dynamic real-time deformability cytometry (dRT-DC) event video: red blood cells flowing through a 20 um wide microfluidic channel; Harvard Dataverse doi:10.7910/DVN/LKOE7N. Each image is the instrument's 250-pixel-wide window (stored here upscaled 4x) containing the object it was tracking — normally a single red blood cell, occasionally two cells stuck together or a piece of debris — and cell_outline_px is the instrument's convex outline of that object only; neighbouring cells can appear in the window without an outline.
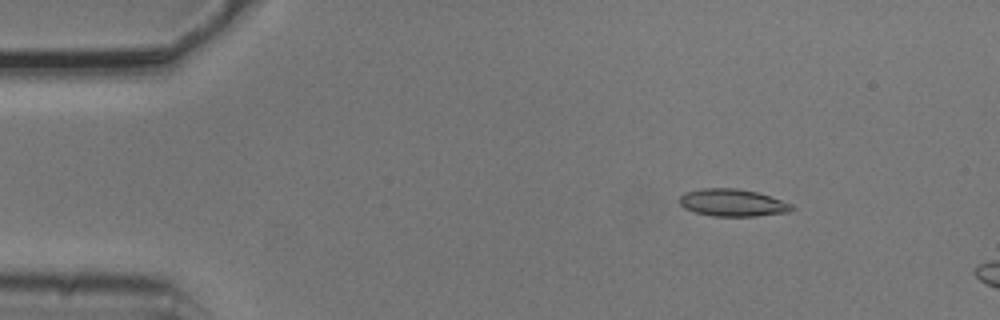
{"species": "common noctule bat (a hibernating species)", "species_latin": "Nyctalus noctula", "temperature_condition": "cold", "stored_images_in_passage": 4, "camera_frame_rate_fps": 3000, "um_per_image_px": 0.085, "animal": {"sex": "male", "body_mass_g": 20.5, "forearm_length_mm": 52.5}, "frame": {"image": 1, "passage_image": 2, "time_ms": 0.333, "image_size_px": [1000, 320], "cell_outline_px": [[792, 208], [788, 212], [756, 216], [712, 216], [696, 212], [684, 208], [680, 204], [680, 196], [684, 192], [704, 188], [736, 188], [760, 192], [792, 204]], "centroid_in_image_um": [62.26, 17.22], "position_along_channel_um": 22.7, "area_um2": 17.86}}